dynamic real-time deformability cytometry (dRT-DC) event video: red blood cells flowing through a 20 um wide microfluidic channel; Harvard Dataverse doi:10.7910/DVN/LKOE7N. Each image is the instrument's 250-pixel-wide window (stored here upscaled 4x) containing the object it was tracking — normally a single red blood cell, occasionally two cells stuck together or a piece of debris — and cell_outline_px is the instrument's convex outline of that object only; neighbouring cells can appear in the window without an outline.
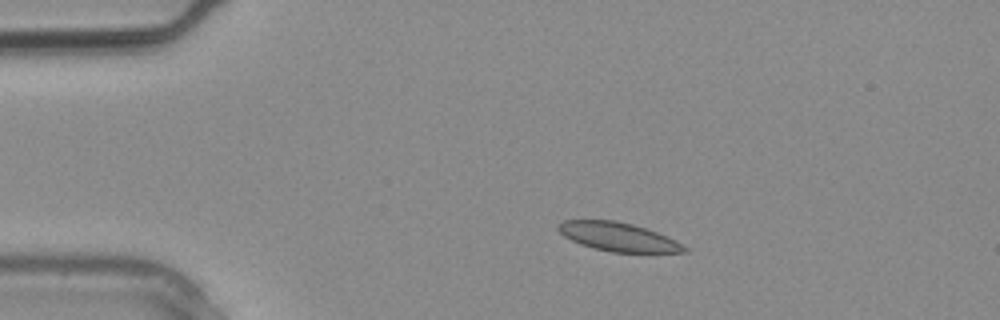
{"species": "common noctule bat (a hibernating species)", "species_latin": "Nyctalus noctula", "temperature_condition": "warm", "stored_images_in_passage": 2, "camera_frame_rate_fps": 3000, "um_per_image_px": 0.085, "animal": {"sex": "male", "body_mass_g": 20.4}, "frame": {"image": 1, "passage_image": 1, "time_ms": 0.0, "image_size_px": [1000, 320], "cell_outline_px": [[688, 252], [612, 252], [580, 244], [564, 236], [556, 228], [556, 224], [564, 220], [616, 220], [632, 224], [656, 232], [676, 240], [688, 248]], "centroid_in_image_um": [52.53, 20.12], "position_along_channel_um": 32.5, "area_um2": 20.92}}
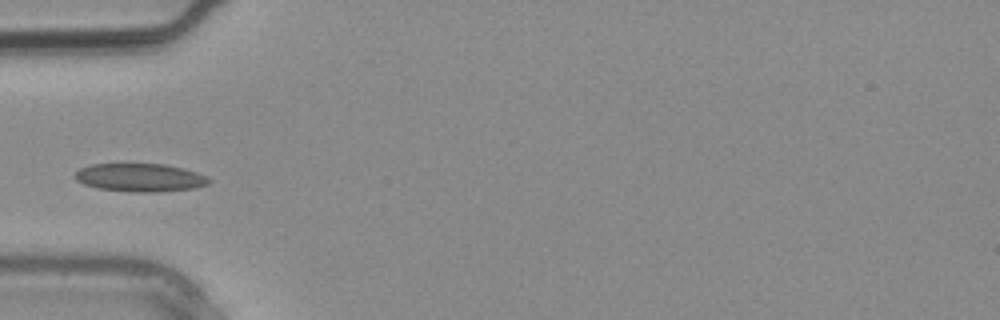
{"frame": {"image": 2, "passage_image": 2, "time_ms": 0.333, "image_size_px": [1000, 320], "cell_outline_px": [[212, 180], [208, 184], [192, 188], [160, 192], [132, 192], [100, 188], [84, 184], [76, 180], [76, 172], [80, 168], [88, 164], [164, 164], [184, 168], [196, 172]], "centroid_in_image_um": [11.9, 15.09], "position_along_channel_um": 73.1, "area_um2": 21.85}}